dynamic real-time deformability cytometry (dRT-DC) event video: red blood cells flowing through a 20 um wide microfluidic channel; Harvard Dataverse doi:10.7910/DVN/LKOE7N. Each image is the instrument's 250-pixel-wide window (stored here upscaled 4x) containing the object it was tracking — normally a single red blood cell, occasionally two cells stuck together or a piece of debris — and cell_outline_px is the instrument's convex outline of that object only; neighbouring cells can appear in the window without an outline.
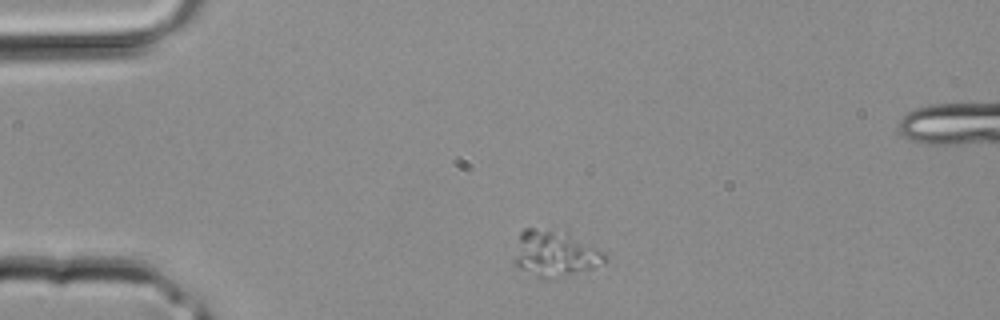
{"species": "common noctule bat (a hibernating species)", "species_latin": "Nyctalus noctula", "temperature_condition": "room temperature", "stored_images_in_passage": 2, "camera_frame_rate_fps": 3000, "um_per_image_px": 0.085, "animal": {"sex": "male", "body_mass_g": 20.4}, "frame": {"image": 1, "passage_image": 1, "time_ms": 0.0, "image_size_px": [1000, 320], "cell_outline_px": [[608, 260], [604, 264], [592, 268], [544, 280], [540, 280], [520, 268], [512, 260], [520, 232], [524, 228], [532, 228], [568, 232], [604, 252], [608, 256]], "centroid_in_image_um": [47.16, 21.56], "position_along_channel_um": 37.8, "area_um2": 24.45}}
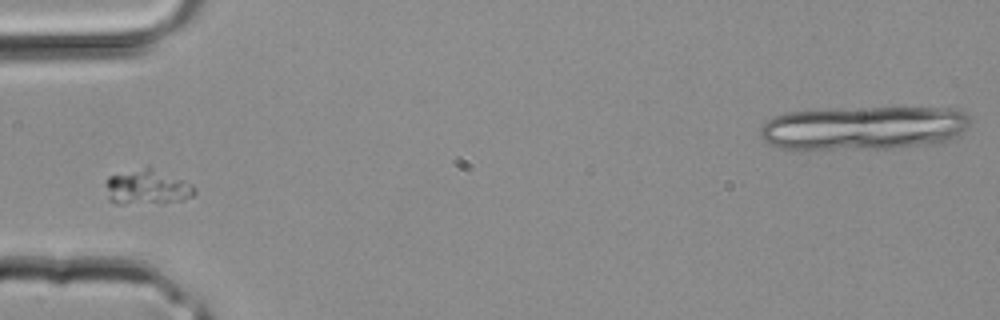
{"frame": {"image": 2, "passage_image": 2, "time_ms": 0.333, "image_size_px": [1000, 320], "cell_outline_px": [[196, 192], [192, 196], [184, 200], [160, 204], [116, 204], [108, 200], [104, 184], [108, 176], [148, 164], [192, 184], [196, 188]], "centroid_in_image_um": [12.48, 15.9], "position_along_channel_um": 72.5, "area_um2": 19.13}}